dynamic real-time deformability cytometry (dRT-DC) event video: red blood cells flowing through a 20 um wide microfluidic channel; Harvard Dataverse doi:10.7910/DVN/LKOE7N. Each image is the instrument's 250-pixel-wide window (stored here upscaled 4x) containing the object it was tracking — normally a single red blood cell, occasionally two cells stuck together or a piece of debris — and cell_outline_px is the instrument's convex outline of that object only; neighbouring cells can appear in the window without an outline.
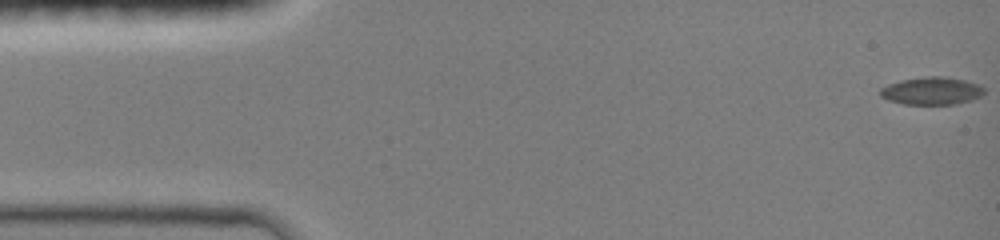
{"species": "common noctule bat (a hibernating species)", "species_latin": "Nyctalus noctula", "temperature_condition": "room temperature", "stored_images_in_passage": 67, "camera_frame_rate_fps": 3000, "um_per_image_px": 0.085, "animal": {"sex": "female", "body_mass_g": 19.0, "forearm_length_mm": 51.5}, "frame": {"image": 1, "passage_image": 1, "time_ms": 0.0, "image_size_px": [1000, 240], "cell_outline_px": [[984, 92], [980, 96], [972, 100], [956, 104], [904, 104], [888, 100], [880, 96], [880, 88], [888, 84], [900, 80], [928, 76], [940, 76], [964, 80], [976, 84], [984, 88]], "centroid_in_image_um": [79.16, 7.73], "position_along_channel_um": 5.8, "area_um2": 16.65}}
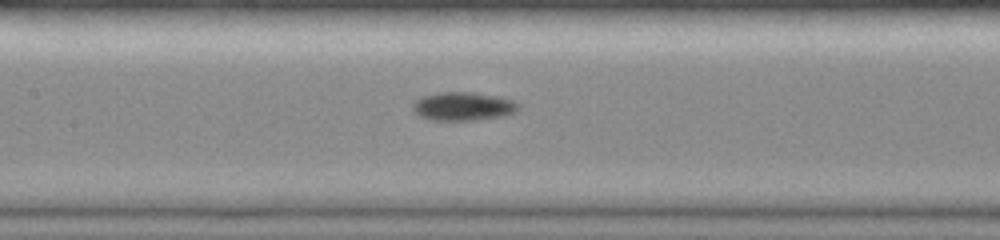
{"frame": {"image": 2, "passage_image": 40, "time_ms": 7.0, "image_size_px": [1000, 240], "cell_outline_px": [[516, 108], [512, 112], [504, 116], [476, 120], [436, 120], [420, 116], [412, 108], [412, 104], [420, 96], [440, 92], [472, 92], [496, 96], [512, 100], [516, 104]], "centroid_in_image_um": [39.3, 9.03], "position_along_channel_um": 168.1, "area_um2": 17.22}}
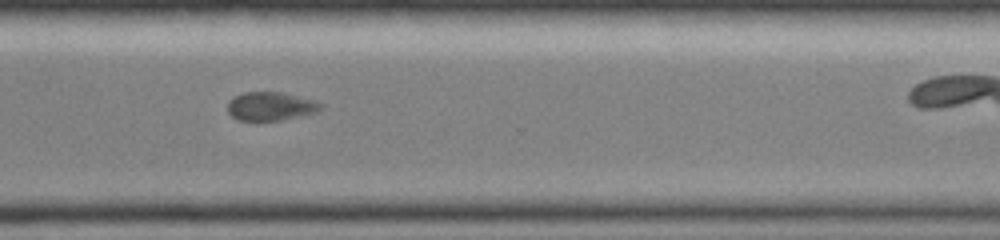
{"frame": {"image": 3, "passage_image": 66, "time_ms": 11.333, "image_size_px": [1000, 240], "cell_outline_px": [[324, 104], [320, 112], [280, 120], [236, 120], [228, 112], [228, 100], [244, 92], [280, 92], [316, 100]], "centroid_in_image_um": [23.05, 9.03], "position_along_channel_um": 347.6, "area_um2": 15.61}}